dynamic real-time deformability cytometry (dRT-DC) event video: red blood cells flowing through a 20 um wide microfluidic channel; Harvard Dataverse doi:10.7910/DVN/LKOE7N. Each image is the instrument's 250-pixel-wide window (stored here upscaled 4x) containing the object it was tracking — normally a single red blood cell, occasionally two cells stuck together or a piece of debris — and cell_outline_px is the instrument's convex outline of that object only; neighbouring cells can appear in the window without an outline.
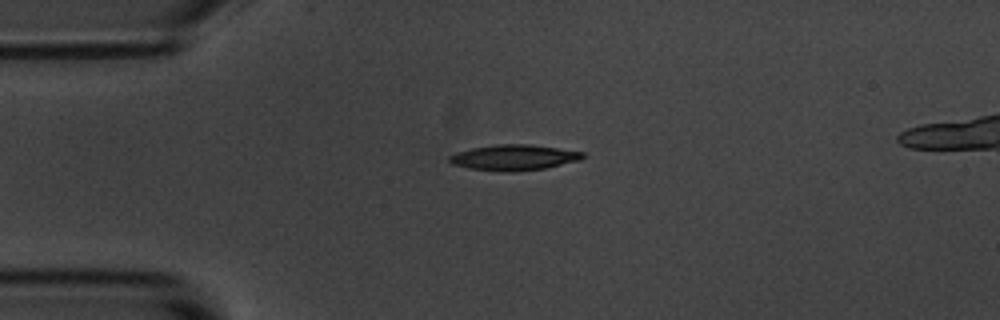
{"species": "common noctule bat (a hibernating species)", "species_latin": "Nyctalus noctula", "temperature_condition": "room temperature", "stored_images_in_passage": 1, "camera_frame_rate_fps": 3000, "um_per_image_px": 0.085, "animal": {"sex": "male", "body_mass_g": 20.1, "forearm_length_mm": 53.5}, "frame": {"image": 1, "passage_image": 1, "time_ms": 0.0, "image_size_px": [1000, 320], "cell_outline_px": [[584, 156], [580, 160], [544, 168], [512, 172], [508, 172], [468, 168], [452, 164], [448, 160], [448, 156], [456, 152], [472, 148], [496, 144], [528, 144], [584, 152]], "centroid_in_image_um": [43.64, 13.38], "position_along_channel_um": 41.4, "area_um2": 19.77}}